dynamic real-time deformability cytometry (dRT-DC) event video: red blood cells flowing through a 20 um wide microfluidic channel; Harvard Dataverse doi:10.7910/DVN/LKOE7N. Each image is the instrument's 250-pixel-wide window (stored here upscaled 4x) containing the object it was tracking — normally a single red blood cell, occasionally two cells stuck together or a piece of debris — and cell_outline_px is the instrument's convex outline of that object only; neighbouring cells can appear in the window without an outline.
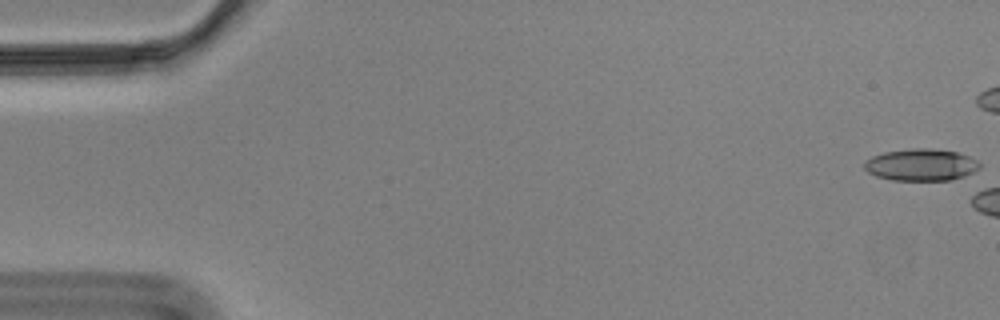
{"species": "Egyptian fruit bat (a non-hibernating species)", "species_latin": "Rousettus aegyptiacus", "temperature_condition": "cold", "stored_images_in_passage": 6, "camera_frame_rate_fps": 3000, "um_per_image_px": 0.085, "animal": {"sex": "male"}, "frame": {"image": 1, "passage_image": 1, "time_ms": 0.0, "image_size_px": [1000, 320], "cell_outline_px": [[980, 168], [964, 176], [952, 180], [892, 180], [876, 176], [868, 172], [864, 168], [864, 160], [872, 156], [884, 152], [912, 148], [932, 148], [956, 152], [968, 156], [976, 160], [980, 164]], "centroid_in_image_um": [78.26, 14.0], "position_along_channel_um": 6.7, "area_um2": 21.5}}